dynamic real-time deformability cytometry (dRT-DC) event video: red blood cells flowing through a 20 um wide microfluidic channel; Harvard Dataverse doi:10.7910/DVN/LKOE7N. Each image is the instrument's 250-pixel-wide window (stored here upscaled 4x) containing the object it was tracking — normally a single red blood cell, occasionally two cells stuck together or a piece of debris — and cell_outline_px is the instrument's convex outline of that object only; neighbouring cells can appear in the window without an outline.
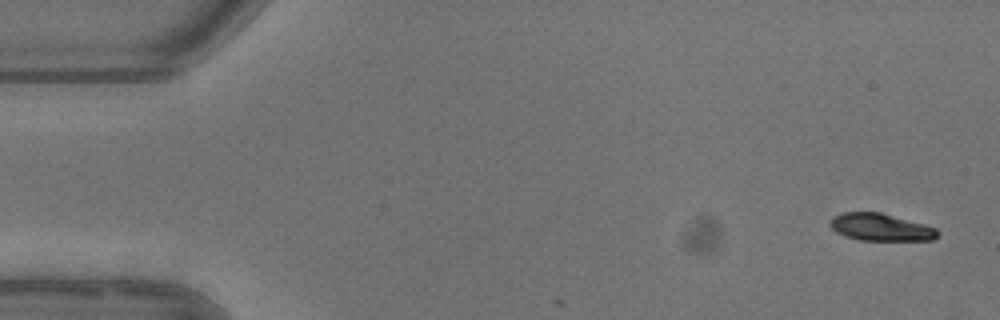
{"species": "common noctule bat (a hibernating species)", "species_latin": "Nyctalus noctula", "temperature_condition": "warm", "stored_images_in_passage": 4, "camera_frame_rate_fps": 3000, "um_per_image_px": 0.085, "animal": {"sex": "female"}, "frame": {"image": 1, "passage_image": 1, "time_ms": 0.0, "image_size_px": [1000, 320], "cell_outline_px": [[940, 232], [932, 240], [860, 240], [844, 236], [836, 232], [828, 224], [828, 220], [832, 216], [844, 212], [880, 212], [924, 224], [936, 228]], "centroid_in_image_um": [74.81, 19.31], "position_along_channel_um": 10.2, "area_um2": 17.17}}